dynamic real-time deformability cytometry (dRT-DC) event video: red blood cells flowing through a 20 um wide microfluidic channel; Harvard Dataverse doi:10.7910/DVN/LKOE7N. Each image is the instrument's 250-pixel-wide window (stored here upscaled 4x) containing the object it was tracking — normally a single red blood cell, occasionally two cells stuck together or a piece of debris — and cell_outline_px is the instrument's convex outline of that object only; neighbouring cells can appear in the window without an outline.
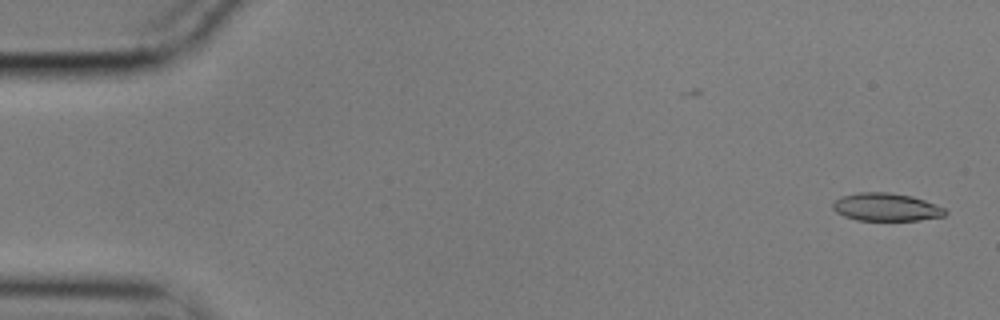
{"species": "common noctule bat (a hibernating species)", "species_latin": "Nyctalus noctula", "temperature_condition": "cold", "stored_images_in_passage": 55, "camera_frame_rate_fps": 3000, "um_per_image_px": 0.085, "animal": {"sex": "male", "body_mass_g": 17.9}, "frame": {"image": 1, "passage_image": 1, "time_ms": 0.0, "image_size_px": [1000, 320], "cell_outline_px": [[948, 212], [944, 216], [920, 220], [856, 220], [844, 216], [836, 212], [832, 208], [832, 204], [840, 196], [860, 192], [888, 192], [912, 196], [924, 200], [944, 208]], "centroid_in_image_um": [75.31, 17.6], "position_along_channel_um": 9.7, "area_um2": 18.26}}
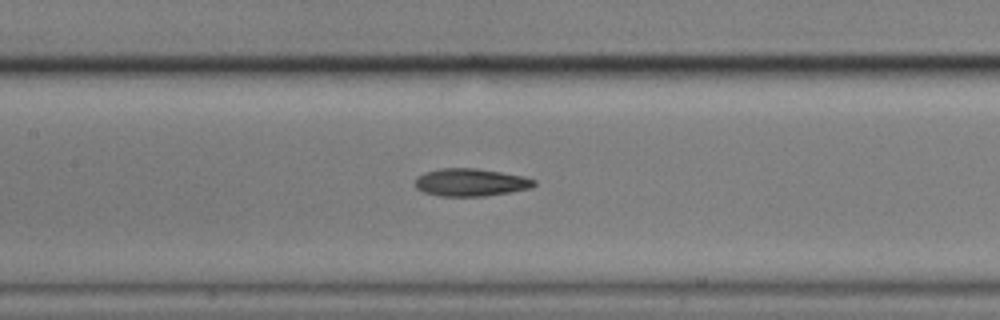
{"frame": {"image": 2, "passage_image": 25, "time_ms": 8.0, "image_size_px": [1000, 320], "cell_outline_px": [[536, 184], [532, 188], [484, 196], [440, 196], [424, 192], [416, 188], [416, 176], [424, 172], [440, 168], [476, 168], [524, 176], [536, 180]], "centroid_in_image_um": [40.0, 15.49], "position_along_channel_um": 167.4, "area_um2": 19.19}}
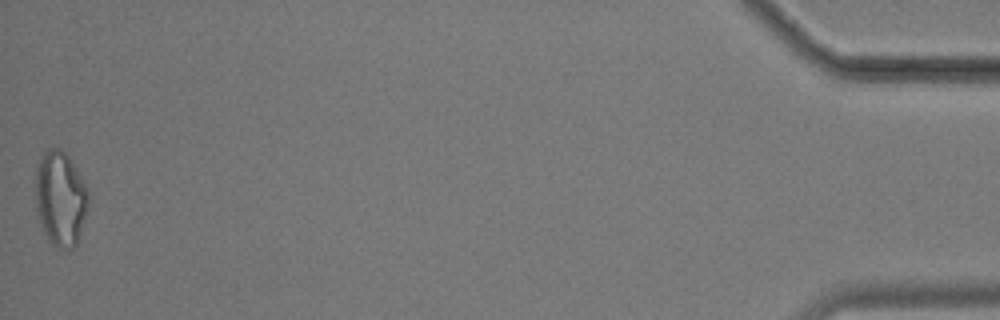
{"frame": {"image": 3, "passage_image": 55, "time_ms": 18.0, "image_size_px": [1000, 320], "cell_outline_px": [[88, 208], [76, 244], [72, 248], [56, 248], [48, 240], [44, 232], [36, 208], [36, 168], [44, 152], [48, 148], [60, 148], [68, 156], [76, 168], [88, 188]], "centroid_in_image_um": [5.14, 16.87], "position_along_channel_um": 430.1, "area_um2": 29.02}, "authors_computed_cell_mechanics": {"area_um2": 19.4786, "velocity_mm_per_s": 3.5571, "shape_relaxation_time_tau1_ms": 7.4574, "shape_relaxation_time_tau2_ms": 5.5324, "deformation_change_tau1": 0.1722, "deformation_change_tau2": 0.1492}}